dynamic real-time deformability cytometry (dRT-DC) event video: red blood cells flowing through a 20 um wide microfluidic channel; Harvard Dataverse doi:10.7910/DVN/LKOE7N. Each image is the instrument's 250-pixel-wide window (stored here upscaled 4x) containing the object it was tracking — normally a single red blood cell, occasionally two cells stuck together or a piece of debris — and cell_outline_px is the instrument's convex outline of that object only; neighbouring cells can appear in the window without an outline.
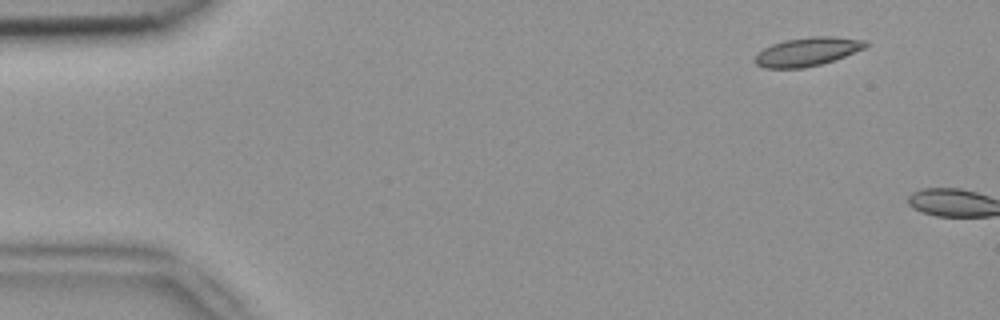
{"species": "common noctule bat (a hibernating species)", "species_latin": "Nyctalus noctula", "temperature_condition": "room temperature", "stored_images_in_passage": 4, "camera_frame_rate_fps": 3000, "um_per_image_px": 0.085, "animal": {"sex": "female", "body_mass_g": 18.4}, "frame": {"image": 1, "passage_image": 4, "time_ms": 1.0, "image_size_px": [1000, 320], "cell_outline_px": [[868, 44], [864, 48], [844, 56], [820, 64], [804, 68], [764, 68], [756, 64], [752, 60], [756, 52], [772, 44], [784, 40], [812, 36], [836, 36], [868, 40]], "centroid_in_image_um": [68.58, 4.38], "position_along_channel_um": 16.4, "area_um2": 18.61}}